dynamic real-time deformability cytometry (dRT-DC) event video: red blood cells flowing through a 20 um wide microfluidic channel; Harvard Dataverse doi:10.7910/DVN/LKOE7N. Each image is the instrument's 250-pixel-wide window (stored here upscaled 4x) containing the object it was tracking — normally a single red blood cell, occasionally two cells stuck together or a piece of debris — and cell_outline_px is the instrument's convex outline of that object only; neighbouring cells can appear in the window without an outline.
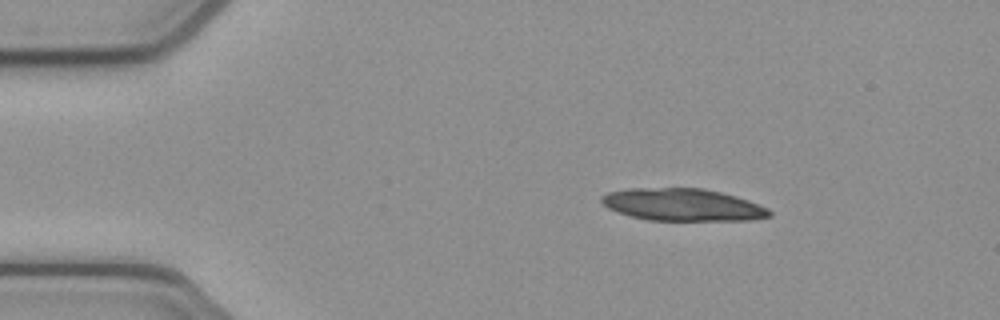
{"species": "common noctule bat (a hibernating species)", "species_latin": "Nyctalus noctula", "temperature_condition": "cold", "stored_images_in_passage": 14, "camera_frame_rate_fps": 3000, "um_per_image_px": 0.085, "animal": {"sex": "female", "body_mass_g": 21.9}, "frame": {"image": 1, "passage_image": 1, "time_ms": 0.0, "image_size_px": [1000, 320], "cell_outline_px": [[772, 216], [748, 220], [648, 220], [632, 216], [608, 208], [600, 200], [600, 196], [608, 192], [628, 188], [704, 188], [736, 196], [748, 200], [768, 208], [772, 212]], "centroid_in_image_um": [58.03, 17.39], "position_along_channel_um": 27.0, "area_um2": 31.5}}